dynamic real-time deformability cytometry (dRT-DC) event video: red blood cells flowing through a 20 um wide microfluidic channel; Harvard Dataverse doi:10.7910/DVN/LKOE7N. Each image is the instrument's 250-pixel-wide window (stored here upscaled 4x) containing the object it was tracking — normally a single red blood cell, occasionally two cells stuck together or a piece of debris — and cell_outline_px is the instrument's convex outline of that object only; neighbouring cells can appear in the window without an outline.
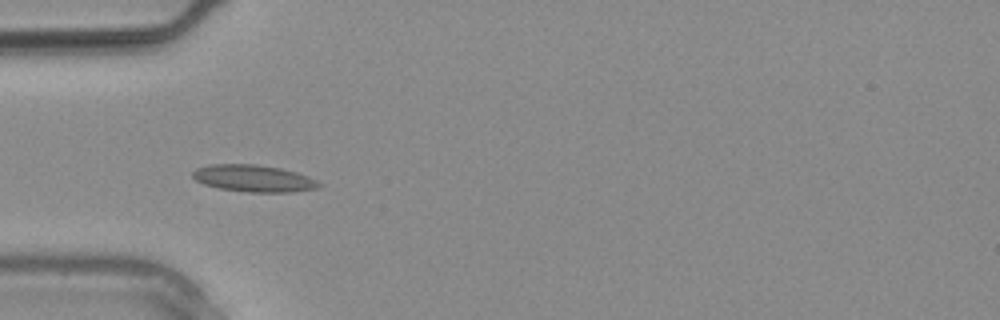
{"species": "common noctule bat (a hibernating species)", "species_latin": "Nyctalus noctula", "temperature_condition": "warm", "stored_images_in_passage": 2, "camera_frame_rate_fps": 3000, "um_per_image_px": 0.085, "animal": {"sex": "male", "body_mass_g": 20.4}, "frame": {"image": 1, "passage_image": 2, "time_ms": 0.333, "image_size_px": [1000, 320], "cell_outline_px": [[324, 184], [316, 188], [292, 192], [248, 192], [220, 188], [204, 184], [196, 180], [192, 176], [192, 172], [196, 168], [208, 164], [256, 164], [280, 168], [296, 172], [308, 176]], "centroid_in_image_um": [21.56, 15.15], "position_along_channel_um": 63.4, "area_um2": 19.83}}